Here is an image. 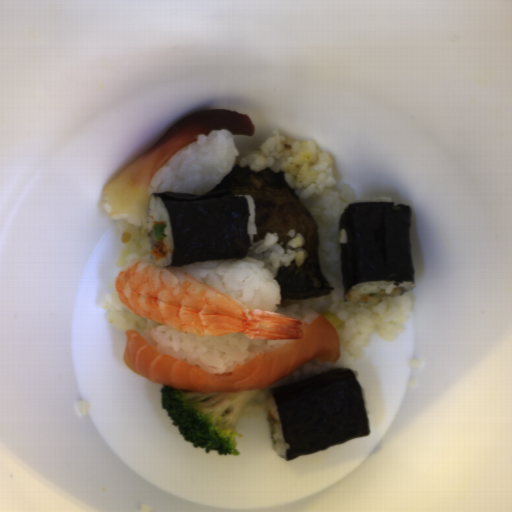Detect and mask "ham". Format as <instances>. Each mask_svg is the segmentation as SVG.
<instances>
[{"label": "ham", "instance_id": "37f43c06", "mask_svg": "<svg viewBox=\"0 0 512 512\" xmlns=\"http://www.w3.org/2000/svg\"><path fill=\"white\" fill-rule=\"evenodd\" d=\"M405 292V289L404 287H398V288H394L391 292H390V295L391 296H401L403 295Z\"/></svg>", "mask_w": 512, "mask_h": 512}]
</instances>
